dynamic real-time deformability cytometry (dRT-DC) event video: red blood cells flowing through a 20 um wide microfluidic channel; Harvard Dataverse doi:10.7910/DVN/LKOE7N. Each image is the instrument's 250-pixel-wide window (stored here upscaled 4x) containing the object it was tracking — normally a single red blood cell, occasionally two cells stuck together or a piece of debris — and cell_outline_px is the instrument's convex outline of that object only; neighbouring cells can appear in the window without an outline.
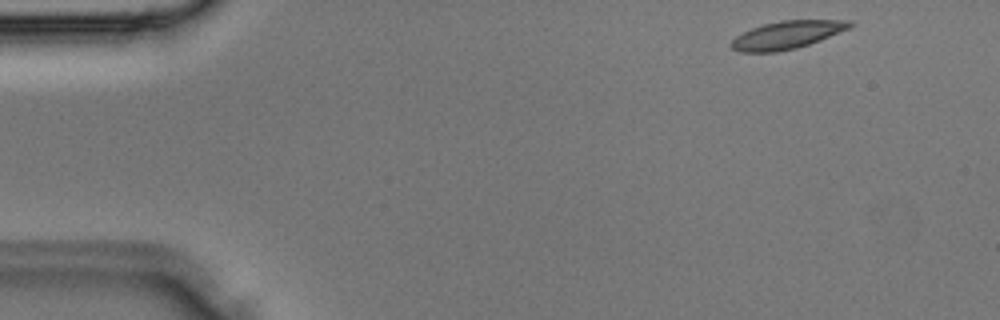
{"species": "Egyptian fruit bat (a non-hibernating species)", "species_latin": "Rousettus aegyptiacus", "temperature_condition": "room temperature", "stored_images_in_passage": 34, "camera_frame_rate_fps": 3000, "um_per_image_px": 0.085, "animal": {"sex": "male"}, "frame": {"image": 1, "passage_image": 1, "time_ms": 0.0, "image_size_px": [1000, 320], "cell_outline_px": [[856, 24], [848, 28], [820, 40], [796, 48], [776, 52], [740, 52], [732, 48], [732, 40], [736, 36], [752, 28], [764, 24], [780, 20], [852, 20]], "centroid_in_image_um": [66.91, 2.96], "position_along_channel_um": 18.1, "area_um2": 19.02}}
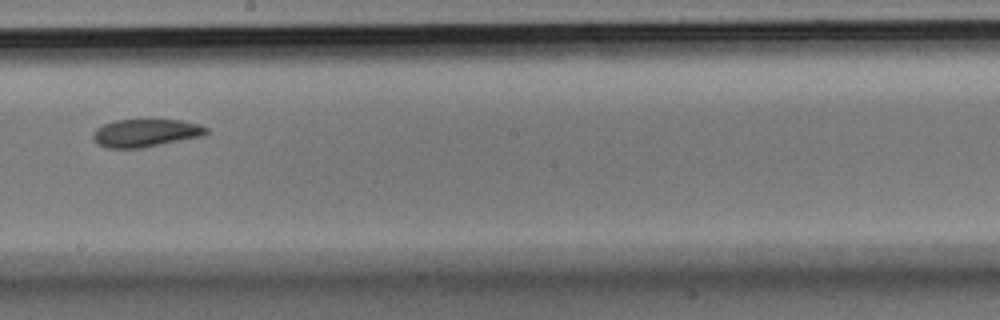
{"frame": {"image": 2, "passage_image": 18, "time_ms": 5.667, "image_size_px": [1000, 320], "cell_outline_px": [[208, 132], [204, 136], [140, 148], [108, 148], [100, 144], [92, 136], [92, 132], [96, 128], [104, 124], [116, 120], [180, 120], [200, 124], [208, 128]], "centroid_in_image_um": [12.41, 11.29], "position_along_channel_um": 235.8, "area_um2": 18.26}}
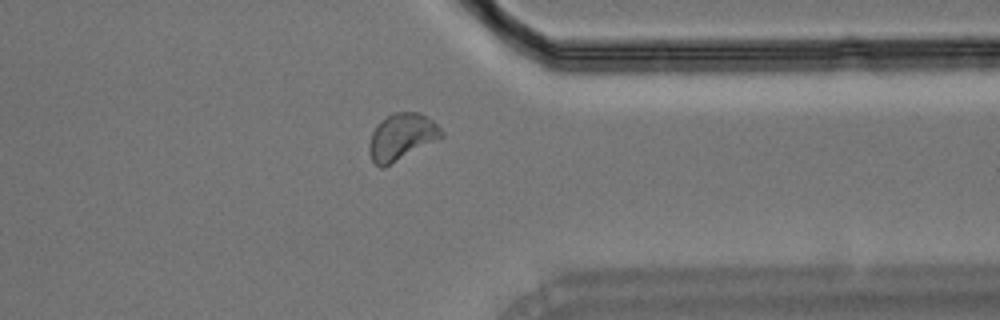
{"frame": {"image": 3, "passage_image": 26, "time_ms": 8.333, "image_size_px": [1000, 320], "cell_outline_px": [[444, 136], [384, 168], [380, 168], [372, 160], [368, 152], [368, 144], [372, 132], [376, 124], [380, 120], [396, 112], [416, 112], [432, 120], [444, 132]], "centroid_in_image_um": [34.1, 11.65], "position_along_channel_um": 377.3, "area_um2": 19.59}}